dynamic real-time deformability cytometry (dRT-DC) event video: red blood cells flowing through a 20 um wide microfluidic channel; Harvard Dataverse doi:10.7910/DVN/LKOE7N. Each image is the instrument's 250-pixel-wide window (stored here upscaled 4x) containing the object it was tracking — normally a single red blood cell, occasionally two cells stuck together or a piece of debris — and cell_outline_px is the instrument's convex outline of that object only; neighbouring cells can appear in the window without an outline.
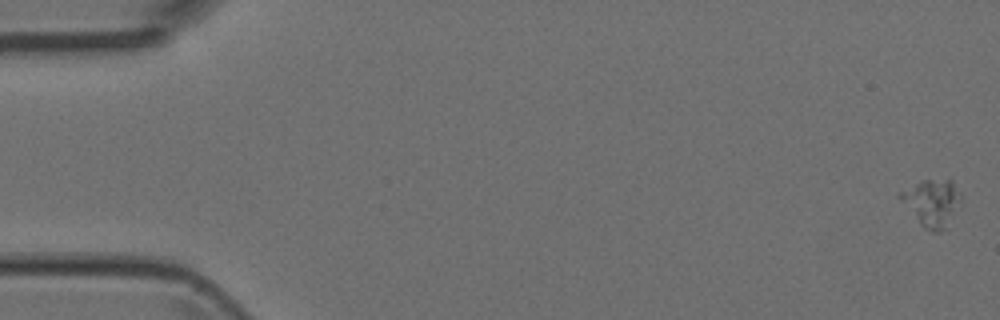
{"species": "Egyptian fruit bat (a non-hibernating species)", "species_latin": "Rousettus aegyptiacus", "temperature_condition": "room temperature", "stored_images_in_passage": 49, "camera_frame_rate_fps": 3000, "um_per_image_px": 0.085, "animal": {"sex": "female"}, "frame": {"image": 1, "passage_image": 1, "time_ms": 0.0, "image_size_px": [1000, 320], "cell_outline_px": [[960, 200], [944, 228], [936, 232], [932, 232], [924, 228], [920, 224], [896, 196], [896, 192], [924, 180], [952, 180], [960, 196]], "centroid_in_image_um": [79.12, 17.21], "position_along_channel_um": 5.9, "area_um2": 16.07}}
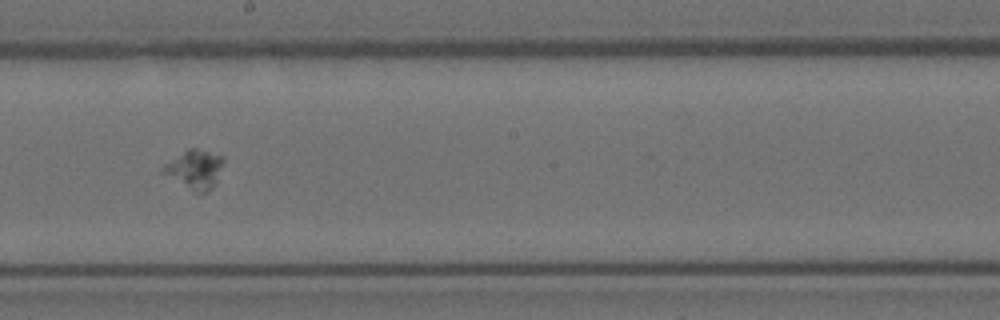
{"frame": {"image": 2, "passage_image": 28, "time_ms": 9.0, "image_size_px": [1000, 320], "cell_outline_px": [[224, 160], [216, 184], [204, 192], [196, 192], [164, 172], [164, 164], [188, 148], [196, 148], [224, 156]], "centroid_in_image_um": [16.63, 14.35], "position_along_channel_um": 231.6, "area_um2": 13.06}}
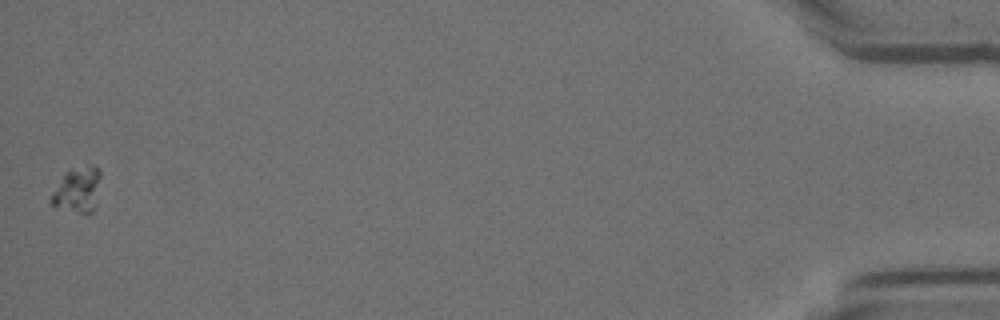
{"frame": {"image": 3, "passage_image": 49, "time_ms": 16.0, "image_size_px": [1000, 320], "cell_outline_px": [[100, 176], [96, 204], [92, 212], [88, 216], [52, 204], [48, 200], [52, 192], [64, 172], [88, 164], [92, 164], [100, 168]], "centroid_in_image_um": [6.61, 16.12], "position_along_channel_um": 428.6, "area_um2": 13.24}}